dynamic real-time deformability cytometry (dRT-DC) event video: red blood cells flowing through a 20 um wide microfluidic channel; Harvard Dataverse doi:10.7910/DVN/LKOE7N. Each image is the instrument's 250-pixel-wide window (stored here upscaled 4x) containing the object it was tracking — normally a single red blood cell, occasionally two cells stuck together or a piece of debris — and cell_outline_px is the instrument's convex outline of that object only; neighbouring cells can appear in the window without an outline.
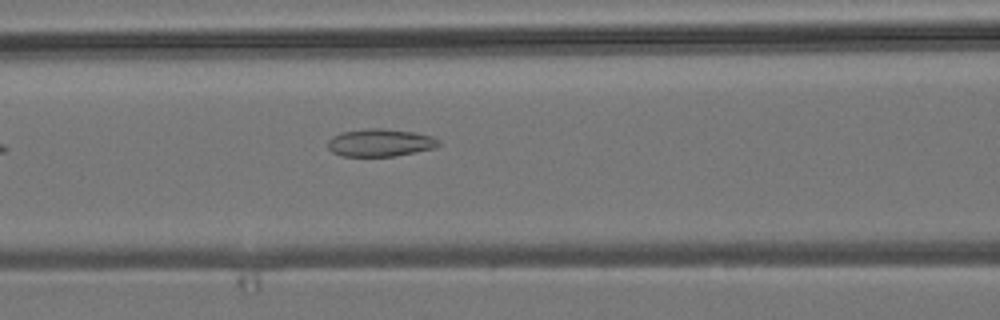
{"species": "common noctule bat (a hibernating species)", "species_latin": "Nyctalus noctula", "temperature_condition": "room temperature", "stored_images_in_passage": 4, "camera_frame_rate_fps": 3000, "um_per_image_px": 0.085, "animal": {"sex": "male", "body_mass_g": 19.2, "forearm_length_mm": 51.8}, "frame": {"image": 1, "passage_image": 4, "time_ms": 3.333, "image_size_px": [1000, 320], "cell_outline_px": [[440, 144], [436, 148], [416, 152], [392, 156], [340, 156], [332, 152], [328, 148], [328, 140], [332, 136], [340, 132], [368, 128], [384, 128], [412, 132], [432, 136], [440, 140]], "centroid_in_image_um": [32.3, 12.12], "position_along_channel_um": 134.3, "area_um2": 17.98}}